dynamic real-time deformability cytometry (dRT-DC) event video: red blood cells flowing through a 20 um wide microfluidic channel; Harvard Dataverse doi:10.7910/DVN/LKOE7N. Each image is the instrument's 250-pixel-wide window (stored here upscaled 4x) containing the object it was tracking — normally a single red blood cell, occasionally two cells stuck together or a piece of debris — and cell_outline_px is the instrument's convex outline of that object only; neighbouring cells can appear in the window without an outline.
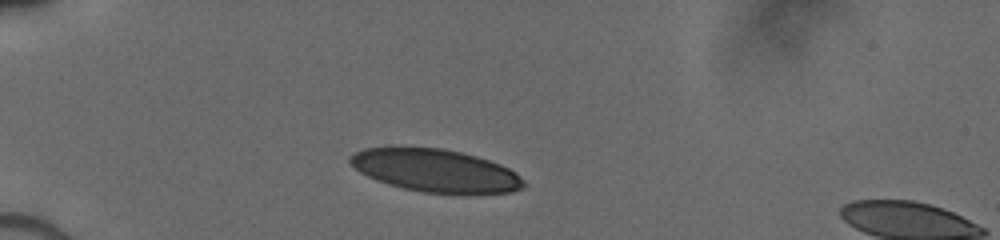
{"species": "human", "species_latin": "Homo sapiens", "temperature_condition": "cold", "stored_images_in_passage": 32, "camera_frame_rate_fps": 3000, "um_per_image_px": 0.085, "donor": {"sex": "male"}, "frame": {"image": 1, "passage_image": 1, "time_ms": 0.0, "image_size_px": [1000, 240], "cell_outline_px": [[528, 184], [524, 188], [512, 192], [424, 192], [404, 188], [388, 184], [376, 180], [360, 172], [348, 160], [348, 156], [364, 148], [440, 148], [460, 152], [476, 156], [500, 164], [516, 172]], "centroid_in_image_um": [37.03, 14.49], "position_along_channel_um": 48.0, "area_um2": 42.48}}
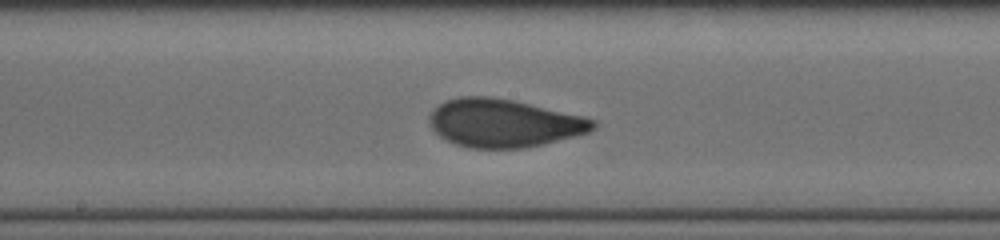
{"frame": {"image": 2, "passage_image": 15, "time_ms": 4.667, "image_size_px": [1000, 240], "cell_outline_px": [[596, 128], [588, 132], [576, 136], [544, 144], [524, 148], [472, 148], [456, 144], [444, 140], [428, 124], [428, 116], [444, 100], [460, 96], [488, 96], [512, 100], [584, 116], [596, 120]], "centroid_in_image_um": [42.82, 10.46], "position_along_channel_um": 205.4, "area_um2": 46.01}}
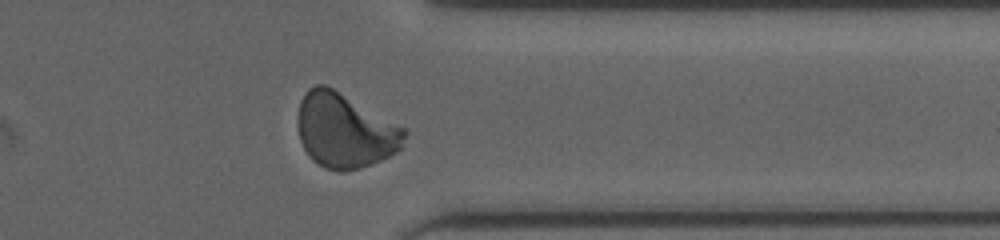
{"frame": {"image": 3, "passage_image": 28, "time_ms": 9.0, "image_size_px": [1000, 240], "cell_outline_px": [[408, 132], [400, 148], [396, 152], [372, 164], [360, 168], [344, 172], [340, 172], [324, 168], [316, 164], [308, 156], [300, 140], [300, 100], [304, 92], [308, 88], [316, 84], [324, 84], [332, 88], [404, 128]], "centroid_in_image_um": [29.31, 11.13], "position_along_channel_um": 382.1, "area_um2": 45.78}}